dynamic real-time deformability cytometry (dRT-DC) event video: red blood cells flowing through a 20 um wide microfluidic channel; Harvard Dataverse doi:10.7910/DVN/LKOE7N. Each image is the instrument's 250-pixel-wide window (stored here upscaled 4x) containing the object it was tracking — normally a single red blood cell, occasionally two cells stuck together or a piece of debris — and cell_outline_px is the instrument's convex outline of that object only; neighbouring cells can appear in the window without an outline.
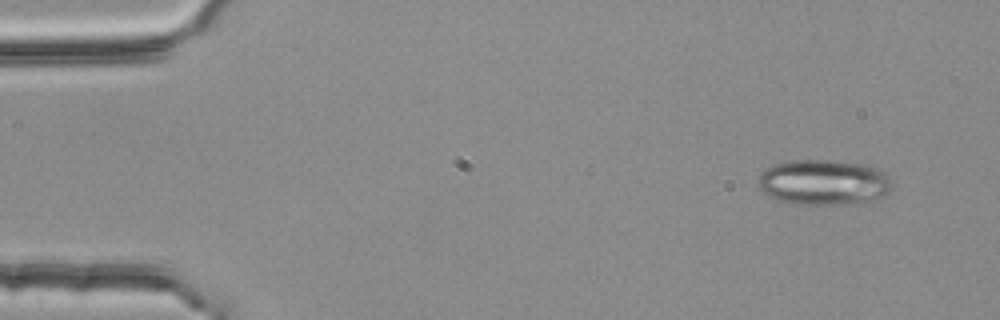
{"species": "common noctule bat (a hibernating species)", "species_latin": "Nyctalus noctula", "temperature_condition": "room temperature", "stored_images_in_passage": 12, "camera_frame_rate_fps": 3000, "um_per_image_px": 0.085, "animal": {"sex": "female", "body_mass_g": 25.1}, "frame": {"image": 1, "passage_image": 1, "time_ms": 0.0, "image_size_px": [1000, 320], "cell_outline_px": [[892, 188], [888, 192], [872, 200], [832, 204], [792, 204], [776, 200], [768, 196], [760, 188], [760, 172], [764, 168], [788, 160], [828, 160], [864, 164], [880, 168], [888, 176], [892, 184]], "centroid_in_image_um": [69.99, 15.48], "position_along_channel_um": 15.0, "area_um2": 35.32}}